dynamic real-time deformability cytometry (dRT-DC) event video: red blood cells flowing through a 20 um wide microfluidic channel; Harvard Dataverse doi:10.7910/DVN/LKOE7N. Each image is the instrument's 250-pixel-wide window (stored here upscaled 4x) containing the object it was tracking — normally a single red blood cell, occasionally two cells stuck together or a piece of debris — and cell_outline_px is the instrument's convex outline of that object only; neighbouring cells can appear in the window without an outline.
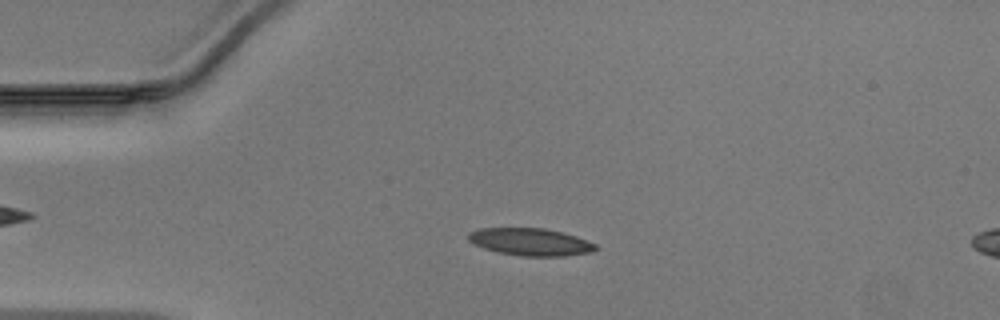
{"species": "Egyptian fruit bat (a non-hibernating species)", "species_latin": "Rousettus aegyptiacus", "temperature_condition": "warm", "stored_images_in_passage": 15, "camera_frame_rate_fps": 3000, "um_per_image_px": 0.085, "animal": {"sex": "male"}, "frame": {"image": 1, "passage_image": 11, "time_ms": 3.333, "image_size_px": [1000, 320], "cell_outline_px": [[596, 248], [592, 252], [564, 256], [524, 256], [500, 252], [484, 248], [468, 240], [468, 232], [476, 228], [544, 228], [576, 236], [596, 244]], "centroid_in_image_um": [45.07, 20.55], "position_along_channel_um": 39.9, "area_um2": 20.11}}